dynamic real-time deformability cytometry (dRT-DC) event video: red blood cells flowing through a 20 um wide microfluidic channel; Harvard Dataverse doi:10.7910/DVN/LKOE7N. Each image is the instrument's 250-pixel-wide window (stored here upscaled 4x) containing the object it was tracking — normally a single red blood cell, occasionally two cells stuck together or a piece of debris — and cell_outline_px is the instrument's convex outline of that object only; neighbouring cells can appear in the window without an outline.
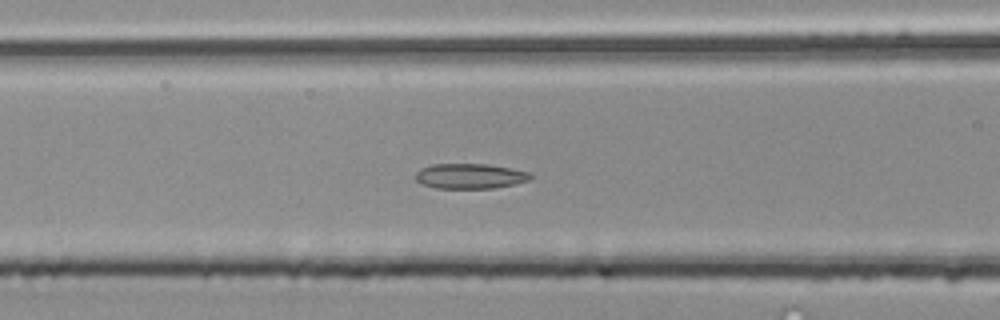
{"species": "common noctule bat (a hibernating species)", "species_latin": "Nyctalus noctula", "temperature_condition": "room temperature", "stored_images_in_passage": 52, "segment_of_instrument_passage": [2, 2], "camera_frame_rate_fps": 3000, "um_per_image_px": 0.085, "animal": {"sex": "male", "body_mass_g": 20.4}, "frame": {"image": 1, "passage_image": 22, "time_ms": 7.0, "image_size_px": [1000, 320], "cell_outline_px": [[532, 176], [528, 180], [516, 184], [496, 188], [436, 188], [424, 184], [416, 180], [416, 172], [420, 168], [432, 164], [488, 164], [512, 168], [532, 172]], "centroid_in_image_um": [39.99, 14.96], "position_along_channel_um": 126.6, "area_um2": 16.94}}
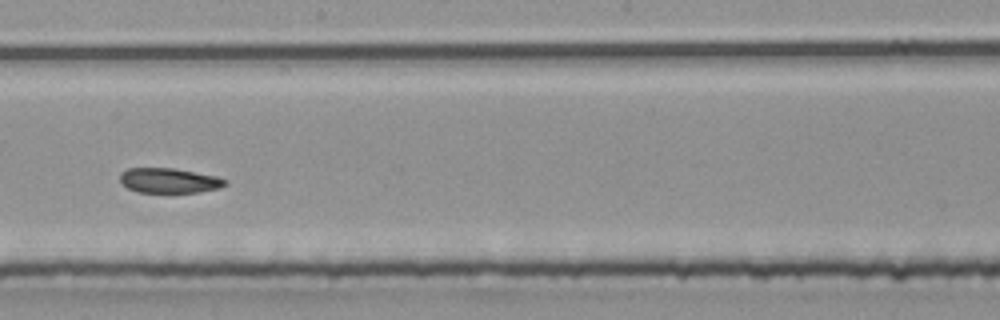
{"frame": {"image": 2, "passage_image": 30, "time_ms": 9.667, "image_size_px": [1000, 320], "cell_outline_px": [[228, 184], [220, 188], [200, 192], [140, 192], [128, 188], [120, 184], [120, 172], [128, 168], [172, 168], [216, 176], [228, 180]], "centroid_in_image_um": [14.37, 15.34], "position_along_channel_um": 233.8, "area_um2": 15.32}}
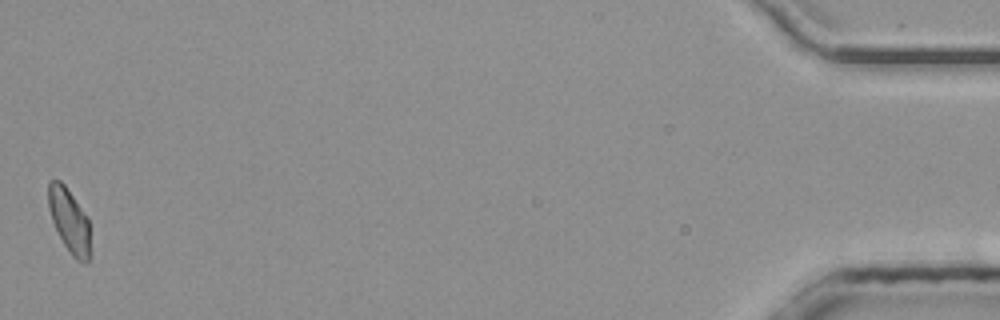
{"frame": {"image": 3, "passage_image": 52, "time_ms": 17.0, "image_size_px": [1000, 320], "cell_outline_px": [[92, 256], [88, 260], [76, 260], [72, 256], [64, 244], [52, 220], [48, 208], [48, 180], [60, 180], [64, 184], [88, 216]], "centroid_in_image_um": [5.92, 18.75], "position_along_channel_um": 429.3, "area_um2": 15.84}}